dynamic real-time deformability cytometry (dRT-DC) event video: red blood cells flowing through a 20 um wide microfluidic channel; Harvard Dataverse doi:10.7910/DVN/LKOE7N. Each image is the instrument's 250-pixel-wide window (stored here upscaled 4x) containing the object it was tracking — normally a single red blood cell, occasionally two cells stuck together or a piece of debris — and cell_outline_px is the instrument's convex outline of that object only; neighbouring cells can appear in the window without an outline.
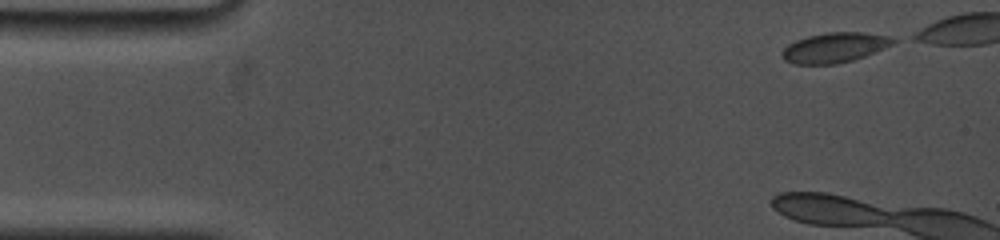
{"species": "common noctule bat (a hibernating species)", "species_latin": "Nyctalus noctula", "temperature_condition": "cold", "stored_images_in_passage": 7, "camera_frame_rate_fps": 5000, "um_per_image_px": 0.085, "animal": {"sex": "female", "body_mass_g": 19.0, "forearm_length_mm": 53.3}, "frame": {"image": 1, "passage_image": 1, "time_ms": 0.0, "image_size_px": [1000, 240], "cell_outline_px": [[900, 40], [876, 52], [852, 60], [836, 64], [792, 64], [784, 60], [780, 56], [780, 52], [788, 44], [796, 40], [808, 36], [828, 32], [864, 32], [888, 36]], "centroid_in_image_um": [70.92, 4.05], "position_along_channel_um": 14.1, "area_um2": 19.54}}